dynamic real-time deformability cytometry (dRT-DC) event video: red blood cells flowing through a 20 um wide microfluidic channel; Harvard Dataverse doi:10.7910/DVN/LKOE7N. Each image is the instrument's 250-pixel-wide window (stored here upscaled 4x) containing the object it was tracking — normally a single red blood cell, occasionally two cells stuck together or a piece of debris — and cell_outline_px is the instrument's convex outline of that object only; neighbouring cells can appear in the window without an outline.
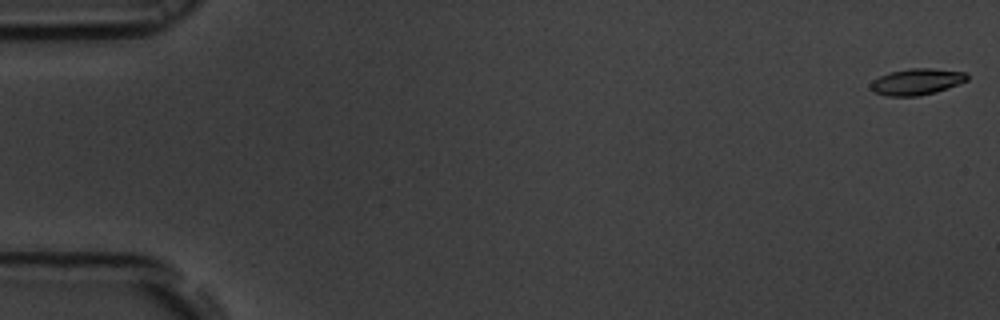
{"species": "common noctule bat (a hibernating species)", "species_latin": "Nyctalus noctula", "temperature_condition": "room temperature", "stored_images_in_passage": 55, "camera_frame_rate_fps": 3000, "um_per_image_px": 0.085, "animal": {"sex": "male", "body_mass_g": 19.5, "forearm_length_mm": 54.6}, "frame": {"image": 1, "passage_image": 1, "time_ms": 0.0, "image_size_px": [1000, 320], "cell_outline_px": [[968, 80], [936, 92], [916, 96], [888, 96], [872, 92], [868, 84], [872, 80], [888, 72], [908, 68], [932, 68], [968, 72]], "centroid_in_image_um": [77.88, 6.93], "position_along_channel_um": 7.1, "area_um2": 15.03}}
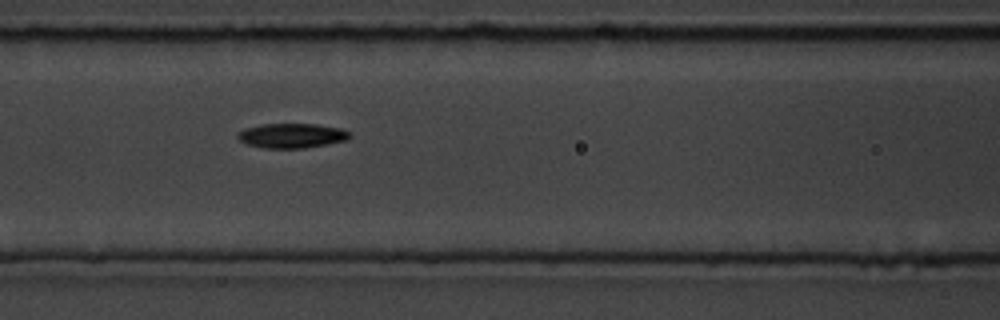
{"frame": {"image": 2, "passage_image": 24, "time_ms": 7.667, "image_size_px": [1000, 320], "cell_outline_px": [[352, 136], [348, 140], [328, 144], [304, 148], [264, 148], [248, 144], [240, 140], [236, 136], [236, 132], [244, 128], [264, 124], [316, 124], [340, 128], [348, 132]], "centroid_in_image_um": [24.8, 11.53], "position_along_channel_um": 141.8, "area_um2": 16.13}}
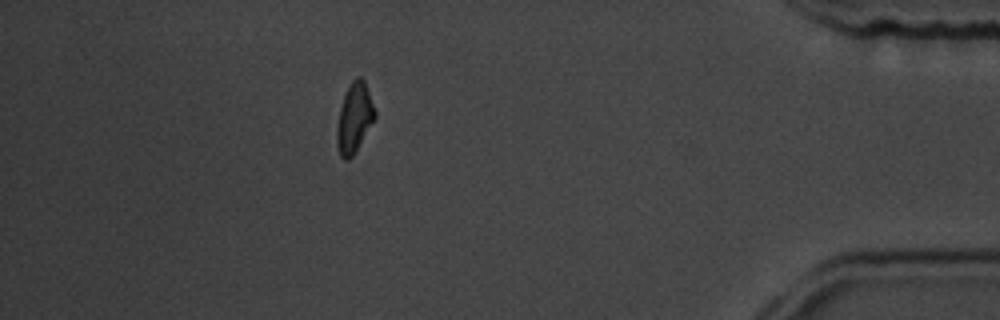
{"frame": {"image": 3, "passage_image": 49, "time_ms": 16.0, "image_size_px": [1000, 320], "cell_outline_px": [[376, 116], [352, 156], [348, 160], [344, 160], [340, 156], [336, 144], [336, 128], [340, 108], [344, 96], [352, 80], [356, 76], [360, 76], [364, 80], [376, 112]], "centroid_in_image_um": [30.1, 10.02], "position_along_channel_um": 405.1, "area_um2": 15.2}, "authors_computed_cell_mechanics": {"area_um2": 15.4326, "velocity_mm_per_s": 3.7278, "shape_relaxation_time_tau1_ms": 4.2169, "shape_relaxation_time_tau2_ms": null, "deformation_change_tau1": 0.1321, "deformation_change_tau2": null}}